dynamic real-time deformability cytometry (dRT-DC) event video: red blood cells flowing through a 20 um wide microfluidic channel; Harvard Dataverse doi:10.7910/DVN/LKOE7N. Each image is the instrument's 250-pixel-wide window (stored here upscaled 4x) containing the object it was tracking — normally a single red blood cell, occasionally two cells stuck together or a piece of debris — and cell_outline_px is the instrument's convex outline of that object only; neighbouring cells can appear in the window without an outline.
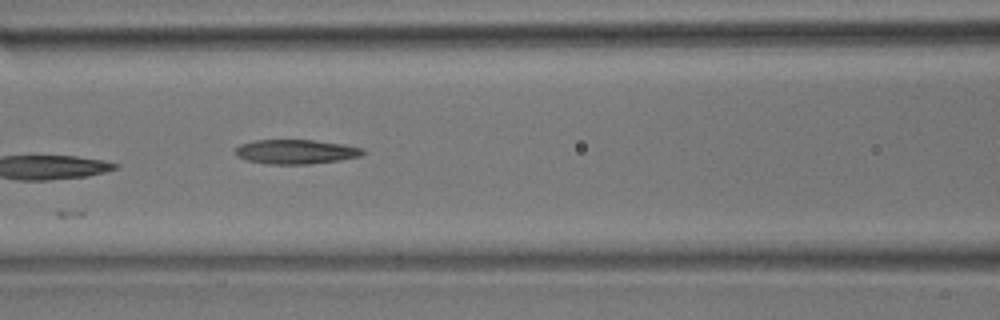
{"species": "common noctule bat (a hibernating species)", "species_latin": "Nyctalus noctula", "temperature_condition": "room temperature", "stored_images_in_passage": 7, "camera_frame_rate_fps": 3000, "um_per_image_px": 0.085, "animal": {"sex": "male", "body_mass_g": 17.9}, "frame": {"image": 1, "passage_image": 6, "time_ms": 1.667, "image_size_px": [1000, 320], "cell_outline_px": [[368, 152], [360, 156], [340, 160], [308, 164], [268, 164], [248, 160], [236, 156], [236, 148], [240, 144], [256, 140], [312, 140], [344, 144], [364, 148]], "centroid_in_image_um": [25.2, 12.89], "position_along_channel_um": 141.4, "area_um2": 18.15}}
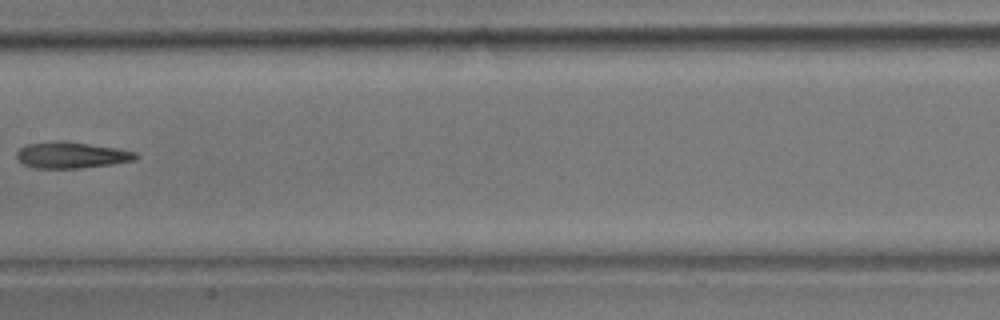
{"frame": {"image": 2, "passage_image": 7, "time_ms": 2.0, "image_size_px": [1000, 320], "cell_outline_px": [[140, 156], [136, 160], [112, 164], [80, 168], [36, 168], [24, 164], [16, 160], [16, 152], [24, 144], [56, 140], [60, 140], [116, 148], [136, 152]], "centroid_in_image_um": [6.04, 13.18], "position_along_channel_um": 201.4, "area_um2": 18.38}}